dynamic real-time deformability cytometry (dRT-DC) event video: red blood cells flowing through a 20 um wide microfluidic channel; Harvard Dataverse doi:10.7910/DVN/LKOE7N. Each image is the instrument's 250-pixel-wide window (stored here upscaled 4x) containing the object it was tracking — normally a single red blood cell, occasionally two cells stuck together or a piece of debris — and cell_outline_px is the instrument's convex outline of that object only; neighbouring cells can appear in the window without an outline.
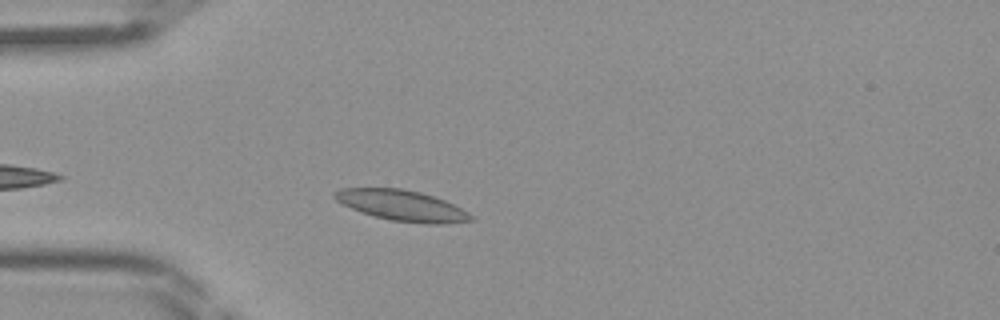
{"species": "Egyptian fruit bat (a non-hibernating species)", "species_latin": "Rousettus aegyptiacus", "temperature_condition": "room temperature", "stored_images_in_passage": 34, "camera_frame_rate_fps": 3000, "um_per_image_px": 0.085, "frame": {"image": 1, "passage_image": 4, "time_ms": 1.0, "image_size_px": [1000, 320], "cell_outline_px": [[476, 220], [444, 224], [428, 224], [392, 220], [360, 212], [336, 200], [332, 196], [332, 192], [340, 188], [400, 188], [420, 192], [444, 200], [468, 212]], "centroid_in_image_um": [34.15, 17.46], "position_along_channel_um": 50.8, "area_um2": 24.22}}
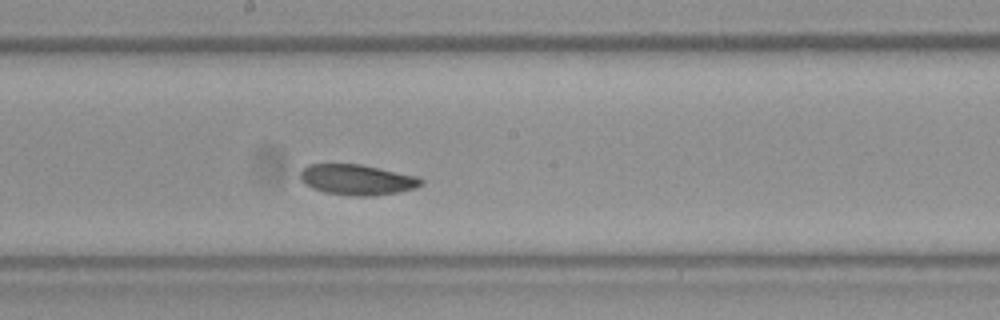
{"frame": {"image": 2, "passage_image": 16, "time_ms": 5.0, "image_size_px": [1000, 320], "cell_outline_px": [[424, 184], [416, 188], [400, 192], [372, 196], [352, 196], [324, 192], [312, 188], [304, 184], [300, 180], [300, 172], [308, 164], [360, 164], [420, 176], [424, 180]], "centroid_in_image_um": [30.39, 15.28], "position_along_channel_um": 217.8, "area_um2": 21.85}}
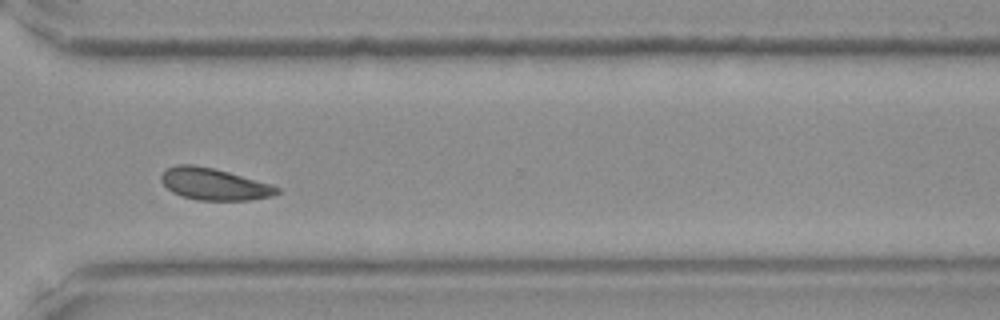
{"frame": {"image": 3, "passage_image": 25, "time_ms": 8.0, "image_size_px": [1000, 320], "cell_outline_px": [[280, 192], [272, 196], [248, 200], [196, 200], [180, 196], [172, 192], [160, 180], [160, 176], [168, 168], [176, 164], [192, 164], [212, 168], [228, 172], [272, 184], [280, 188]], "centroid_in_image_um": [18.19, 15.65], "position_along_channel_um": 352.4, "area_um2": 21.44}}